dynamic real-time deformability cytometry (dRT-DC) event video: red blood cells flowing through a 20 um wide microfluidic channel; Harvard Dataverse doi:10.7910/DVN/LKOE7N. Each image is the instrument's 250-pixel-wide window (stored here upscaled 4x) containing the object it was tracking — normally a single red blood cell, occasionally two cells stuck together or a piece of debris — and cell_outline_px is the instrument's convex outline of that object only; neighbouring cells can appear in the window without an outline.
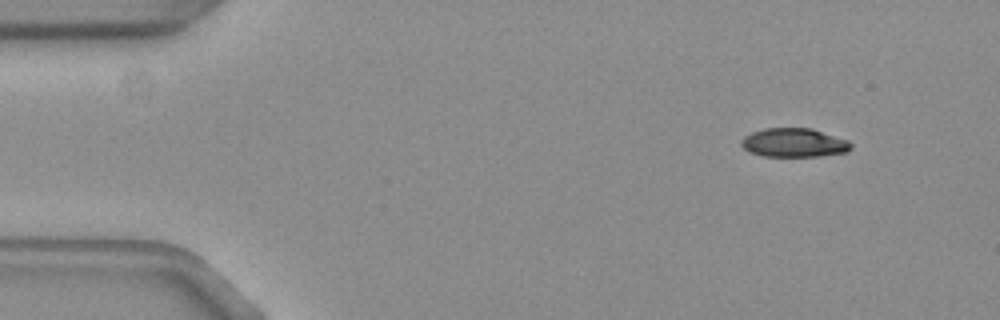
{"species": "common noctule bat (a hibernating species)", "species_latin": "Nyctalus noctula", "temperature_condition": "warm", "stored_images_in_passage": 50, "camera_frame_rate_fps": 3000, "um_per_image_px": 0.085, "animal": {"sex": "female", "body_mass_g": 19.3, "forearm_length_mm": 54.1}, "frame": {"image": 1, "passage_image": 1, "time_ms": 0.0, "image_size_px": [1000, 320], "cell_outline_px": [[852, 148], [848, 152], [816, 156], [764, 156], [752, 152], [744, 148], [740, 144], [740, 140], [744, 136], [752, 132], [764, 128], [812, 128], [848, 140], [852, 144]], "centroid_in_image_um": [67.5, 12.12], "position_along_channel_um": 17.5, "area_um2": 18.44}}
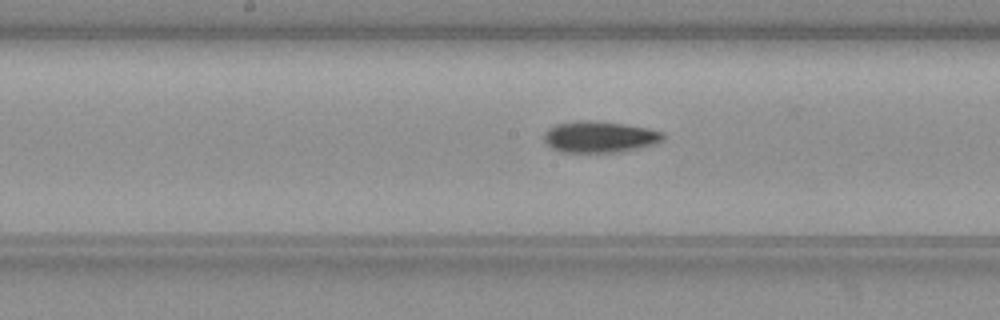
{"frame": {"image": 2, "passage_image": 23, "time_ms": 7.333, "image_size_px": [1000, 320], "cell_outline_px": [[664, 140], [656, 144], [640, 148], [620, 152], [560, 152], [552, 148], [544, 140], [544, 132], [548, 128], [556, 124], [576, 120], [596, 120], [624, 124], [648, 128], [664, 132]], "centroid_in_image_um": [50.98, 11.63], "position_along_channel_um": 197.2, "area_um2": 22.08}}
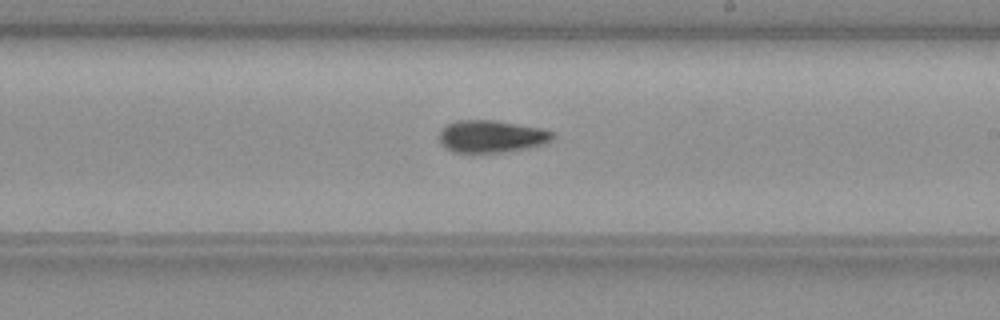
{"frame": {"image": 3, "passage_image": 27, "time_ms": 8.667, "image_size_px": [1000, 320], "cell_outline_px": [[552, 136], [548, 140], [540, 144], [528, 148], [504, 152], [452, 152], [444, 148], [440, 144], [440, 132], [444, 124], [456, 120], [492, 120], [540, 128], [552, 132]], "centroid_in_image_um": [41.66, 11.59], "position_along_channel_um": 247.3, "area_um2": 21.1}, "authors_computed_cell_mechanics": {"area_um2": 20.6635, "velocity_mm_per_s": 3.771, "shape_relaxation_time_tau1_ms": 8.0765, "shape_relaxation_time_tau2_ms": 9.2191, "deformation_change_tau1": 0.2025, "deformation_change_tau2": 0.1631}}